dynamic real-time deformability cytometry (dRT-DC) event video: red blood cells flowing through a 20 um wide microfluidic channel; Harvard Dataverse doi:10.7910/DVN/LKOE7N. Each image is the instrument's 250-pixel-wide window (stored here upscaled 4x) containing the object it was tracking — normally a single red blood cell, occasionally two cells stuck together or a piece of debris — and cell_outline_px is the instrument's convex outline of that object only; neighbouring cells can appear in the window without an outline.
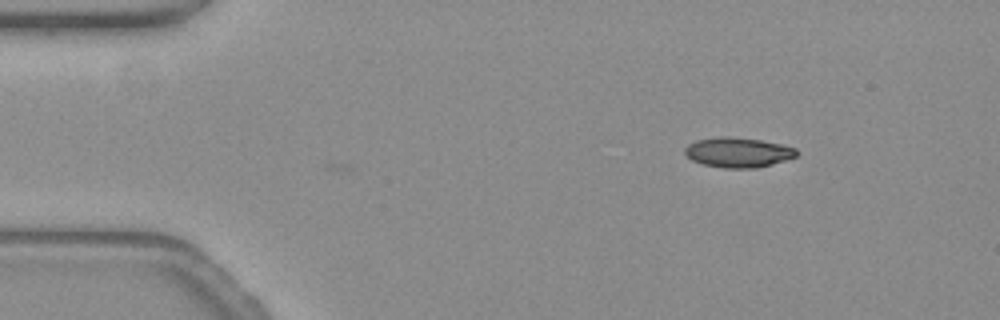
{"species": "common noctule bat (a hibernating species)", "species_latin": "Nyctalus noctula", "temperature_condition": "warm", "stored_images_in_passage": 12, "camera_frame_rate_fps": 3000, "um_per_image_px": 0.085, "animal": {"sex": "female", "body_mass_g": 19.3, "forearm_length_mm": 54.1}, "frame": {"image": 1, "passage_image": 12, "time_ms": 3.667, "image_size_px": [1000, 320], "cell_outline_px": [[800, 152], [796, 156], [772, 164], [756, 168], [724, 168], [704, 164], [692, 160], [684, 152], [684, 148], [688, 144], [696, 140], [760, 140], [780, 144], [796, 148]], "centroid_in_image_um": [62.79, 13.01], "position_along_channel_um": 22.2, "area_um2": 18.38}}